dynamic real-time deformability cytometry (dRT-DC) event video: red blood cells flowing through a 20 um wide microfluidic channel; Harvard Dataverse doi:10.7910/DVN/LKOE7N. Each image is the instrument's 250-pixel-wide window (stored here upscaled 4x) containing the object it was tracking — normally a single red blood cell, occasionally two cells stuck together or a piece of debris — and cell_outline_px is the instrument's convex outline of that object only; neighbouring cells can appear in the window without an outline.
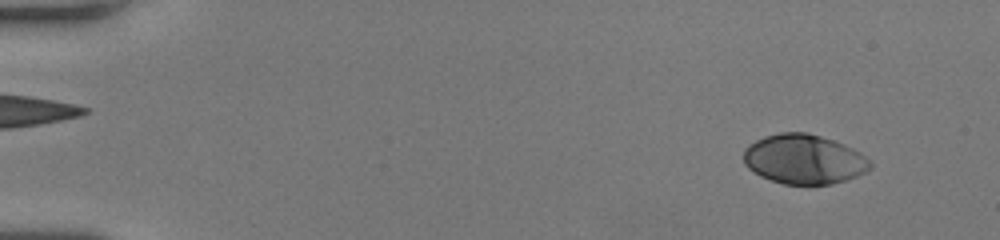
{"species": "human", "species_latin": "Homo sapiens", "temperature_condition": "room temperature", "stored_images_in_passage": 53, "camera_frame_rate_fps": 3000, "um_per_image_px": 0.085, "donor": {"sex": "female"}, "frame": {"image": 1, "passage_image": 5, "time_ms": 1.333, "image_size_px": [1000, 240], "cell_outline_px": [[872, 168], [856, 176], [832, 184], [784, 184], [760, 176], [748, 168], [744, 164], [744, 148], [748, 144], [764, 136], [780, 132], [808, 132], [844, 144], [860, 152], [872, 160]], "centroid_in_image_um": [68.34, 13.52], "position_along_channel_um": 16.7, "area_um2": 36.7}}
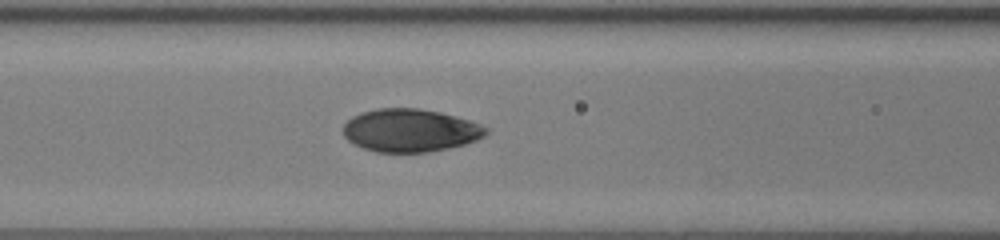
{"frame": {"image": 2, "passage_image": 24, "time_ms": 7.667, "image_size_px": [1000, 240], "cell_outline_px": [[488, 132], [484, 136], [476, 140], [464, 144], [448, 148], [428, 152], [376, 152], [364, 148], [348, 140], [344, 136], [344, 124], [352, 116], [360, 112], [376, 108], [420, 108], [440, 112], [468, 120], [480, 124], [488, 128]], "centroid_in_image_um": [34.86, 11.07], "position_along_channel_um": 131.7, "area_um2": 35.66}}
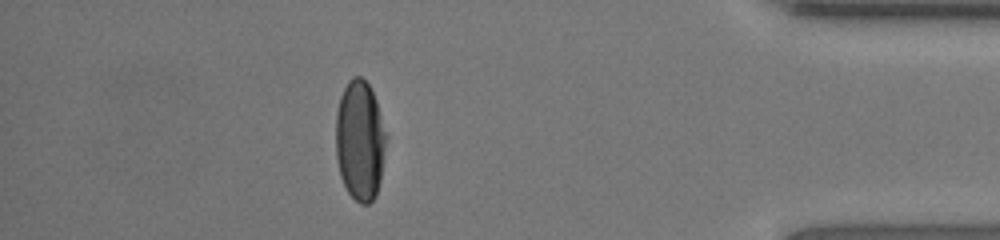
{"frame": {"image": 3, "passage_image": 47, "time_ms": 15.333, "image_size_px": [1000, 240], "cell_outline_px": [[388, 136], [380, 180], [376, 196], [368, 204], [360, 204], [348, 192], [340, 176], [336, 156], [336, 116], [340, 96], [348, 80], [352, 76], [360, 76], [368, 84], [376, 100]], "centroid_in_image_um": [30.61, 11.94], "position_along_channel_um": 404.6, "area_um2": 35.55}, "authors_computed_cell_mechanics": {"area_um2": 36.5296, "velocity_mm_per_s": 4.0522, "shape_relaxation_time_tau1_ms": 3.7261, "shape_relaxation_time_tau2_ms": 0.7283, "deformation_change_tau1": 0.1888, "deformation_change_tau2": 0.0409}}